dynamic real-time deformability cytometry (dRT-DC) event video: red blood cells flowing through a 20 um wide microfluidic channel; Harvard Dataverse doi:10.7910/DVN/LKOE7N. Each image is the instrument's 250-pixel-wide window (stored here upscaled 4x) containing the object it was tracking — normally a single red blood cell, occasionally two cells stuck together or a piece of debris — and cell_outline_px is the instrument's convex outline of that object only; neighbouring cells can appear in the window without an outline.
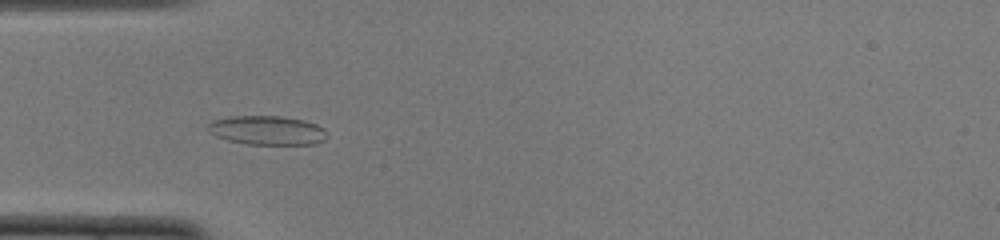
{"species": "common noctule bat (a hibernating species)", "species_latin": "Nyctalus noctula", "temperature_condition": "cold", "stored_images_in_passage": 52, "camera_frame_rate_fps": 3000, "um_per_image_px": 0.085, "animal": {"sex": "female", "body_mass_g": 22.0, "forearm_length_mm": 56.7}, "frame": {"image": 1, "passage_image": 16, "time_ms": 5.0, "image_size_px": [1000, 240], "cell_outline_px": [[328, 136], [324, 140], [316, 144], [248, 144], [228, 140], [216, 136], [208, 132], [208, 124], [212, 120], [232, 116], [280, 116], [304, 120], [316, 124], [324, 128]], "centroid_in_image_um": [22.72, 11.07], "position_along_channel_um": 62.3, "area_um2": 20.23}}
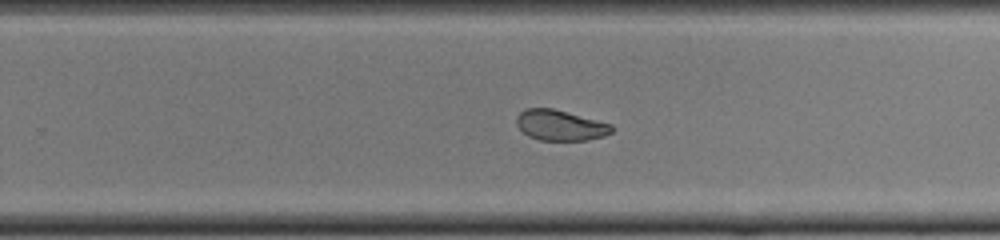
{"frame": {"image": 2, "passage_image": 33, "time_ms": 10.667, "image_size_px": [1000, 240], "cell_outline_px": [[612, 132], [604, 136], [588, 140], [540, 140], [528, 136], [516, 124], [516, 116], [520, 112], [528, 108], [552, 108], [612, 124]], "centroid_in_image_um": [47.61, 10.65], "position_along_channel_um": 282.2, "area_um2": 16.82}}
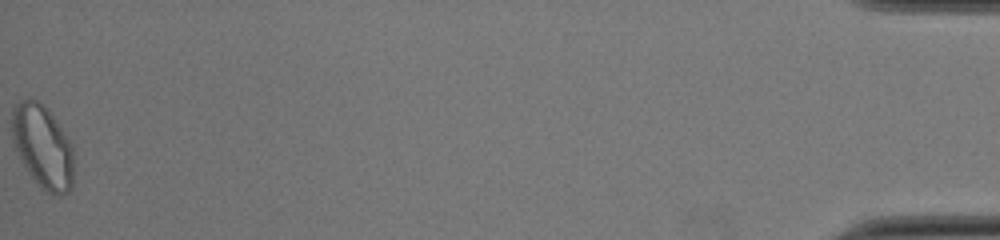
{"frame": {"image": 3, "passage_image": 52, "time_ms": 17.0, "image_size_px": [1000, 240], "cell_outline_px": [[72, 188], [68, 192], [60, 196], [52, 196], [40, 188], [28, 172], [12, 140], [12, 108], [20, 100], [36, 100], [44, 104], [48, 108], [72, 144]], "centroid_in_image_um": [3.63, 12.48], "position_along_channel_um": 431.6, "area_um2": 29.94}, "authors_computed_cell_mechanics": {"area_um2": 19.3341, "velocity_mm_per_s": 3.8993, "shape_relaxation_time_tau1_ms": null, "shape_relaxation_time_tau2_ms": 2.2154, "deformation_change_tau1": null, "deformation_change_tau2": 0.0739}}